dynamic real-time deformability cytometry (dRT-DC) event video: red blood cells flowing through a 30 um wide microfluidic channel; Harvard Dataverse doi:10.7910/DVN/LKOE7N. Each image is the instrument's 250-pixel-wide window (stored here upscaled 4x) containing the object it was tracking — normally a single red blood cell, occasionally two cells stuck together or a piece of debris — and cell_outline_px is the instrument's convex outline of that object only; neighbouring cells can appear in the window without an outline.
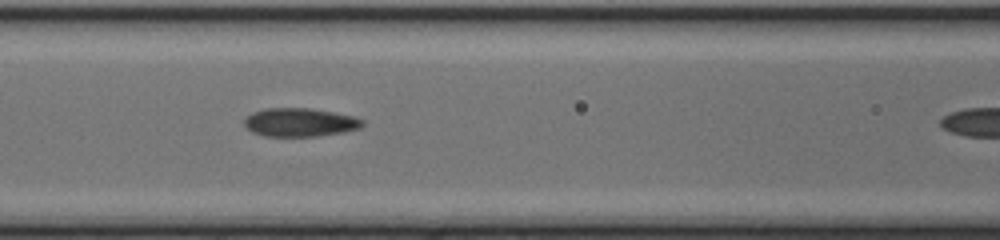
{"species": "common noctule bat (a hibernating species)", "species_latin": "Nyctalus noctula", "temperature_condition": "cold", "stored_images_in_passage": 14, "camera_frame_rate_fps": 3000, "um_per_image_px": 0.085, "animal": {"sex": "female", "body_mass_g": 17.0, "forearm_length_mm": 48.0}, "frame": {"image": 1, "passage_image": 10, "time_ms": 3.0, "image_size_px": [1000, 240], "cell_outline_px": [[364, 124], [360, 128], [344, 132], [316, 136], [264, 136], [252, 132], [244, 124], [244, 120], [252, 112], [264, 108], [308, 108], [332, 112], [352, 116], [364, 120]], "centroid_in_image_um": [25.48, 10.4], "position_along_channel_um": 141.1, "area_um2": 19.54}}